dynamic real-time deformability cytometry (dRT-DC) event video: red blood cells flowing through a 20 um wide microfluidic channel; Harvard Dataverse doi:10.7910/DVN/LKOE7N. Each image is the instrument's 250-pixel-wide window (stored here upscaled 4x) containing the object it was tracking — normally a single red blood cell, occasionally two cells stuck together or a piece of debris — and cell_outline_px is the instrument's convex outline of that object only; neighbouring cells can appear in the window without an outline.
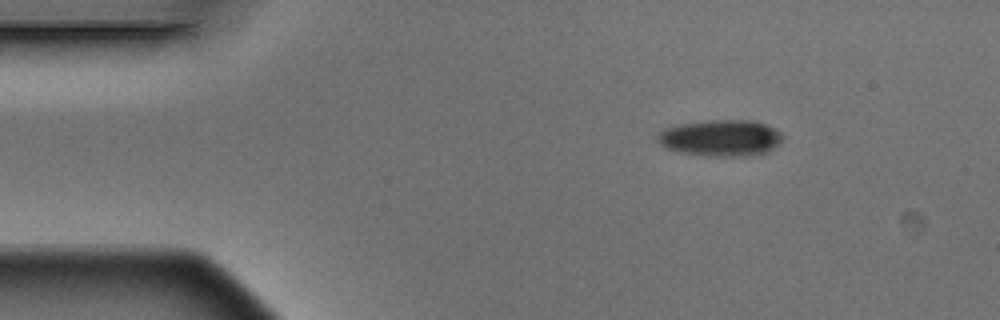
{"species": "Egyptian fruit bat (a non-hibernating species)", "species_latin": "Rousettus aegyptiacus", "temperature_condition": "warm", "stored_images_in_passage": 4, "camera_frame_rate_fps": 3000, "um_per_image_px": 0.085, "animal": {"sex": "male"}, "frame": {"image": 1, "passage_image": 1, "time_ms": 0.0, "image_size_px": [1000, 320], "cell_outline_px": [[784, 136], [768, 152], [744, 156], [704, 156], [680, 152], [664, 148], [656, 140], [656, 136], [664, 128], [676, 124], [708, 120], [756, 120], [776, 128]], "centroid_in_image_um": [61.22, 11.71], "position_along_channel_um": 23.8, "area_um2": 26.88}}
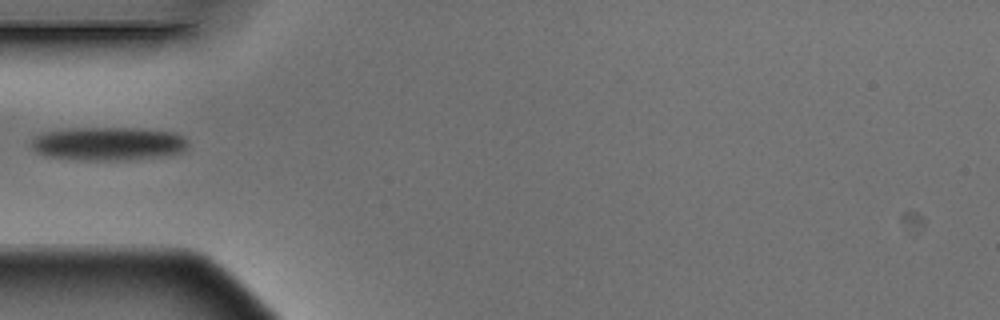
{"frame": {"image": 2, "passage_image": 4, "time_ms": 1.0, "image_size_px": [1000, 320], "cell_outline_px": [[188, 148], [184, 152], [164, 156], [132, 160], [76, 160], [44, 156], [36, 152], [28, 144], [32, 136], [44, 132], [72, 128], [136, 128], [176, 132], [184, 136], [188, 140]], "centroid_in_image_um": [9.2, 12.22], "position_along_channel_um": 75.8, "area_um2": 31.39}}